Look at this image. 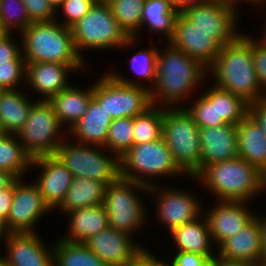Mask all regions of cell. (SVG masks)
I'll list each match as a JSON object with an SVG mask.
<instances>
[{
	"label": "cell",
	"mask_w": 266,
	"mask_h": 266,
	"mask_svg": "<svg viewBox=\"0 0 266 266\" xmlns=\"http://www.w3.org/2000/svg\"><path fill=\"white\" fill-rule=\"evenodd\" d=\"M19 89L3 90L0 95V130L17 134L27 121L29 110L35 101L26 98ZM31 101V102H30Z\"/></svg>",
	"instance_id": "f546056e"
},
{
	"label": "cell",
	"mask_w": 266,
	"mask_h": 266,
	"mask_svg": "<svg viewBox=\"0 0 266 266\" xmlns=\"http://www.w3.org/2000/svg\"><path fill=\"white\" fill-rule=\"evenodd\" d=\"M50 5L54 8L56 12L59 10V7L63 4L65 0H48Z\"/></svg>",
	"instance_id": "6f0895ef"
},
{
	"label": "cell",
	"mask_w": 266,
	"mask_h": 266,
	"mask_svg": "<svg viewBox=\"0 0 266 266\" xmlns=\"http://www.w3.org/2000/svg\"><path fill=\"white\" fill-rule=\"evenodd\" d=\"M238 157L260 171L266 168V135L259 123L248 114L236 125Z\"/></svg>",
	"instance_id": "cb8c5ba5"
},
{
	"label": "cell",
	"mask_w": 266,
	"mask_h": 266,
	"mask_svg": "<svg viewBox=\"0 0 266 266\" xmlns=\"http://www.w3.org/2000/svg\"><path fill=\"white\" fill-rule=\"evenodd\" d=\"M35 166L41 167L42 171L37 182H33L38 186L46 205L51 210H57L72 184V173L55 155L33 158L31 168Z\"/></svg>",
	"instance_id": "ac0fdd59"
},
{
	"label": "cell",
	"mask_w": 266,
	"mask_h": 266,
	"mask_svg": "<svg viewBox=\"0 0 266 266\" xmlns=\"http://www.w3.org/2000/svg\"><path fill=\"white\" fill-rule=\"evenodd\" d=\"M208 1L210 0H176V5L181 8L183 5L188 3H198V2H208Z\"/></svg>",
	"instance_id": "9f6ffc18"
},
{
	"label": "cell",
	"mask_w": 266,
	"mask_h": 266,
	"mask_svg": "<svg viewBox=\"0 0 266 266\" xmlns=\"http://www.w3.org/2000/svg\"><path fill=\"white\" fill-rule=\"evenodd\" d=\"M217 121L237 125L249 114V104L240 96L216 87Z\"/></svg>",
	"instance_id": "d590c367"
},
{
	"label": "cell",
	"mask_w": 266,
	"mask_h": 266,
	"mask_svg": "<svg viewBox=\"0 0 266 266\" xmlns=\"http://www.w3.org/2000/svg\"><path fill=\"white\" fill-rule=\"evenodd\" d=\"M107 185L87 177H73L72 184L57 209L65 214L80 208L102 205Z\"/></svg>",
	"instance_id": "f1b7e54d"
},
{
	"label": "cell",
	"mask_w": 266,
	"mask_h": 266,
	"mask_svg": "<svg viewBox=\"0 0 266 266\" xmlns=\"http://www.w3.org/2000/svg\"><path fill=\"white\" fill-rule=\"evenodd\" d=\"M119 163L120 177L142 183L147 187L156 184L152 182L153 177L156 180L155 177H181L185 174L175 163L172 153L162 137L153 142L133 144L119 158Z\"/></svg>",
	"instance_id": "ba28073f"
},
{
	"label": "cell",
	"mask_w": 266,
	"mask_h": 266,
	"mask_svg": "<svg viewBox=\"0 0 266 266\" xmlns=\"http://www.w3.org/2000/svg\"><path fill=\"white\" fill-rule=\"evenodd\" d=\"M146 185L118 177L108 184L104 196V208L109 226L133 235L140 230L147 219L146 208L140 200L138 191L148 194ZM139 228V229H138Z\"/></svg>",
	"instance_id": "9c48e42d"
},
{
	"label": "cell",
	"mask_w": 266,
	"mask_h": 266,
	"mask_svg": "<svg viewBox=\"0 0 266 266\" xmlns=\"http://www.w3.org/2000/svg\"><path fill=\"white\" fill-rule=\"evenodd\" d=\"M199 129L184 106L163 108L162 138L175 163L189 178L200 172Z\"/></svg>",
	"instance_id": "8992f818"
},
{
	"label": "cell",
	"mask_w": 266,
	"mask_h": 266,
	"mask_svg": "<svg viewBox=\"0 0 266 266\" xmlns=\"http://www.w3.org/2000/svg\"><path fill=\"white\" fill-rule=\"evenodd\" d=\"M8 235L9 231L6 227L5 221L0 218V242L2 239L4 241Z\"/></svg>",
	"instance_id": "db71d44e"
},
{
	"label": "cell",
	"mask_w": 266,
	"mask_h": 266,
	"mask_svg": "<svg viewBox=\"0 0 266 266\" xmlns=\"http://www.w3.org/2000/svg\"><path fill=\"white\" fill-rule=\"evenodd\" d=\"M63 140L55 156L72 173L73 177H87L110 184L120 176L117 156L106 155L103 146L88 145ZM103 150V152H102Z\"/></svg>",
	"instance_id": "30bf717a"
},
{
	"label": "cell",
	"mask_w": 266,
	"mask_h": 266,
	"mask_svg": "<svg viewBox=\"0 0 266 266\" xmlns=\"http://www.w3.org/2000/svg\"><path fill=\"white\" fill-rule=\"evenodd\" d=\"M68 214V215H67ZM68 233L60 239L71 242H86L92 235L109 227L104 205L90 206L67 212Z\"/></svg>",
	"instance_id": "d4e9b609"
},
{
	"label": "cell",
	"mask_w": 266,
	"mask_h": 266,
	"mask_svg": "<svg viewBox=\"0 0 266 266\" xmlns=\"http://www.w3.org/2000/svg\"><path fill=\"white\" fill-rule=\"evenodd\" d=\"M259 217L260 223H261V228H262V239H263V262L266 263V216H260L257 214Z\"/></svg>",
	"instance_id": "f5cc1de1"
},
{
	"label": "cell",
	"mask_w": 266,
	"mask_h": 266,
	"mask_svg": "<svg viewBox=\"0 0 266 266\" xmlns=\"http://www.w3.org/2000/svg\"><path fill=\"white\" fill-rule=\"evenodd\" d=\"M167 43L158 52L156 82L149 90L150 99L155 106L164 104V107H180V102L206 81L208 69Z\"/></svg>",
	"instance_id": "6da1fadb"
},
{
	"label": "cell",
	"mask_w": 266,
	"mask_h": 266,
	"mask_svg": "<svg viewBox=\"0 0 266 266\" xmlns=\"http://www.w3.org/2000/svg\"><path fill=\"white\" fill-rule=\"evenodd\" d=\"M180 7L172 0H145L142 9L141 27L162 35L167 42L172 38Z\"/></svg>",
	"instance_id": "83f0119b"
},
{
	"label": "cell",
	"mask_w": 266,
	"mask_h": 266,
	"mask_svg": "<svg viewBox=\"0 0 266 266\" xmlns=\"http://www.w3.org/2000/svg\"><path fill=\"white\" fill-rule=\"evenodd\" d=\"M49 211L35 183L26 184L22 178L13 182L12 204L5 222L9 233H36V222Z\"/></svg>",
	"instance_id": "5bb4252c"
},
{
	"label": "cell",
	"mask_w": 266,
	"mask_h": 266,
	"mask_svg": "<svg viewBox=\"0 0 266 266\" xmlns=\"http://www.w3.org/2000/svg\"><path fill=\"white\" fill-rule=\"evenodd\" d=\"M133 144V117L113 119L103 147L111 152V156L121 158Z\"/></svg>",
	"instance_id": "e575fe53"
},
{
	"label": "cell",
	"mask_w": 266,
	"mask_h": 266,
	"mask_svg": "<svg viewBox=\"0 0 266 266\" xmlns=\"http://www.w3.org/2000/svg\"><path fill=\"white\" fill-rule=\"evenodd\" d=\"M102 75L93 85V98L112 119L135 117L152 106L150 91L143 83L130 80L117 72H105Z\"/></svg>",
	"instance_id": "52a82bcc"
},
{
	"label": "cell",
	"mask_w": 266,
	"mask_h": 266,
	"mask_svg": "<svg viewBox=\"0 0 266 266\" xmlns=\"http://www.w3.org/2000/svg\"><path fill=\"white\" fill-rule=\"evenodd\" d=\"M52 245L54 266H106L85 243L58 238Z\"/></svg>",
	"instance_id": "1f68e13d"
},
{
	"label": "cell",
	"mask_w": 266,
	"mask_h": 266,
	"mask_svg": "<svg viewBox=\"0 0 266 266\" xmlns=\"http://www.w3.org/2000/svg\"><path fill=\"white\" fill-rule=\"evenodd\" d=\"M168 42L198 60L207 69L215 61L222 47L210 33L195 27V23L181 10L175 22L174 34Z\"/></svg>",
	"instance_id": "9a60e30c"
},
{
	"label": "cell",
	"mask_w": 266,
	"mask_h": 266,
	"mask_svg": "<svg viewBox=\"0 0 266 266\" xmlns=\"http://www.w3.org/2000/svg\"><path fill=\"white\" fill-rule=\"evenodd\" d=\"M16 179L11 173L0 170V190L8 188Z\"/></svg>",
	"instance_id": "816d5d0a"
},
{
	"label": "cell",
	"mask_w": 266,
	"mask_h": 266,
	"mask_svg": "<svg viewBox=\"0 0 266 266\" xmlns=\"http://www.w3.org/2000/svg\"><path fill=\"white\" fill-rule=\"evenodd\" d=\"M22 2L25 4L31 23L49 22L58 17L48 0H22Z\"/></svg>",
	"instance_id": "b9f144b4"
},
{
	"label": "cell",
	"mask_w": 266,
	"mask_h": 266,
	"mask_svg": "<svg viewBox=\"0 0 266 266\" xmlns=\"http://www.w3.org/2000/svg\"><path fill=\"white\" fill-rule=\"evenodd\" d=\"M30 24V18L22 0H0L1 30L13 34L14 29L18 28V33H21Z\"/></svg>",
	"instance_id": "74e56055"
},
{
	"label": "cell",
	"mask_w": 266,
	"mask_h": 266,
	"mask_svg": "<svg viewBox=\"0 0 266 266\" xmlns=\"http://www.w3.org/2000/svg\"><path fill=\"white\" fill-rule=\"evenodd\" d=\"M20 34L25 63H86L75 49L71 28L62 25L56 19L31 23Z\"/></svg>",
	"instance_id": "277c9868"
},
{
	"label": "cell",
	"mask_w": 266,
	"mask_h": 266,
	"mask_svg": "<svg viewBox=\"0 0 266 266\" xmlns=\"http://www.w3.org/2000/svg\"><path fill=\"white\" fill-rule=\"evenodd\" d=\"M163 106L152 105L133 117L134 144L153 142L162 137Z\"/></svg>",
	"instance_id": "d6a6232c"
},
{
	"label": "cell",
	"mask_w": 266,
	"mask_h": 266,
	"mask_svg": "<svg viewBox=\"0 0 266 266\" xmlns=\"http://www.w3.org/2000/svg\"><path fill=\"white\" fill-rule=\"evenodd\" d=\"M208 73L216 87L240 96L248 104L265 98L254 68L249 35L241 33L232 43L223 45Z\"/></svg>",
	"instance_id": "7a4b0ae2"
},
{
	"label": "cell",
	"mask_w": 266,
	"mask_h": 266,
	"mask_svg": "<svg viewBox=\"0 0 266 266\" xmlns=\"http://www.w3.org/2000/svg\"><path fill=\"white\" fill-rule=\"evenodd\" d=\"M13 198V183L6 189L0 190V218L7 221Z\"/></svg>",
	"instance_id": "c3c4849f"
},
{
	"label": "cell",
	"mask_w": 266,
	"mask_h": 266,
	"mask_svg": "<svg viewBox=\"0 0 266 266\" xmlns=\"http://www.w3.org/2000/svg\"><path fill=\"white\" fill-rule=\"evenodd\" d=\"M144 2L145 0H117L110 5L113 16L120 27L129 37L137 40Z\"/></svg>",
	"instance_id": "836d02e7"
},
{
	"label": "cell",
	"mask_w": 266,
	"mask_h": 266,
	"mask_svg": "<svg viewBox=\"0 0 266 266\" xmlns=\"http://www.w3.org/2000/svg\"><path fill=\"white\" fill-rule=\"evenodd\" d=\"M125 266H168V264L156 258V255L154 256V254L145 247Z\"/></svg>",
	"instance_id": "bcb514c9"
},
{
	"label": "cell",
	"mask_w": 266,
	"mask_h": 266,
	"mask_svg": "<svg viewBox=\"0 0 266 266\" xmlns=\"http://www.w3.org/2000/svg\"><path fill=\"white\" fill-rule=\"evenodd\" d=\"M132 237L109 226L84 243L106 266H125L144 248Z\"/></svg>",
	"instance_id": "2e32d148"
},
{
	"label": "cell",
	"mask_w": 266,
	"mask_h": 266,
	"mask_svg": "<svg viewBox=\"0 0 266 266\" xmlns=\"http://www.w3.org/2000/svg\"><path fill=\"white\" fill-rule=\"evenodd\" d=\"M219 201H252L259 196L261 171L240 157L205 166L193 180ZM218 197V198H217Z\"/></svg>",
	"instance_id": "3957f363"
},
{
	"label": "cell",
	"mask_w": 266,
	"mask_h": 266,
	"mask_svg": "<svg viewBox=\"0 0 266 266\" xmlns=\"http://www.w3.org/2000/svg\"><path fill=\"white\" fill-rule=\"evenodd\" d=\"M83 66L51 62L26 63L25 84L41 94L40 100H49L70 85V72L80 71Z\"/></svg>",
	"instance_id": "d6986e66"
},
{
	"label": "cell",
	"mask_w": 266,
	"mask_h": 266,
	"mask_svg": "<svg viewBox=\"0 0 266 266\" xmlns=\"http://www.w3.org/2000/svg\"><path fill=\"white\" fill-rule=\"evenodd\" d=\"M14 35L5 33L0 38V63H7L12 60H25L22 56L21 44L12 39Z\"/></svg>",
	"instance_id": "ee69618b"
},
{
	"label": "cell",
	"mask_w": 266,
	"mask_h": 266,
	"mask_svg": "<svg viewBox=\"0 0 266 266\" xmlns=\"http://www.w3.org/2000/svg\"><path fill=\"white\" fill-rule=\"evenodd\" d=\"M210 1H214L217 2L218 4H222L225 5L227 7H231L233 8L235 11L240 12L239 9L237 7H239L237 4L238 2L240 3L242 0H210ZM245 2H248L250 4H256V5H260L261 3H265L266 0H243ZM237 2V3H236Z\"/></svg>",
	"instance_id": "f907efd6"
},
{
	"label": "cell",
	"mask_w": 266,
	"mask_h": 266,
	"mask_svg": "<svg viewBox=\"0 0 266 266\" xmlns=\"http://www.w3.org/2000/svg\"><path fill=\"white\" fill-rule=\"evenodd\" d=\"M0 266H11V264L3 256H0Z\"/></svg>",
	"instance_id": "680465c9"
},
{
	"label": "cell",
	"mask_w": 266,
	"mask_h": 266,
	"mask_svg": "<svg viewBox=\"0 0 266 266\" xmlns=\"http://www.w3.org/2000/svg\"><path fill=\"white\" fill-rule=\"evenodd\" d=\"M169 234L175 243V247L177 246V252L197 253L207 258L217 256L215 250H213V244H211L213 240L204 215L195 221L176 227Z\"/></svg>",
	"instance_id": "484cf974"
},
{
	"label": "cell",
	"mask_w": 266,
	"mask_h": 266,
	"mask_svg": "<svg viewBox=\"0 0 266 266\" xmlns=\"http://www.w3.org/2000/svg\"><path fill=\"white\" fill-rule=\"evenodd\" d=\"M264 26L265 27H263V35H262V38L260 39L265 45H266V21H265V23H264Z\"/></svg>",
	"instance_id": "91938a15"
},
{
	"label": "cell",
	"mask_w": 266,
	"mask_h": 266,
	"mask_svg": "<svg viewBox=\"0 0 266 266\" xmlns=\"http://www.w3.org/2000/svg\"><path fill=\"white\" fill-rule=\"evenodd\" d=\"M251 52L258 81L266 97V45L261 40L257 41L252 37Z\"/></svg>",
	"instance_id": "7bdbcfd3"
},
{
	"label": "cell",
	"mask_w": 266,
	"mask_h": 266,
	"mask_svg": "<svg viewBox=\"0 0 266 266\" xmlns=\"http://www.w3.org/2000/svg\"><path fill=\"white\" fill-rule=\"evenodd\" d=\"M266 193V168L261 170L260 193Z\"/></svg>",
	"instance_id": "11a10c76"
},
{
	"label": "cell",
	"mask_w": 266,
	"mask_h": 266,
	"mask_svg": "<svg viewBox=\"0 0 266 266\" xmlns=\"http://www.w3.org/2000/svg\"><path fill=\"white\" fill-rule=\"evenodd\" d=\"M158 183L150 186L148 188V194L156 199V215L163 225H165L167 230L171 232L176 227L183 224L195 221L197 218L201 217L204 213L201 201L197 199L192 193L184 191L183 189H177L170 187L169 189L164 185V187L159 186ZM163 188V189H162ZM202 212V213H201Z\"/></svg>",
	"instance_id": "4fadbf2b"
},
{
	"label": "cell",
	"mask_w": 266,
	"mask_h": 266,
	"mask_svg": "<svg viewBox=\"0 0 266 266\" xmlns=\"http://www.w3.org/2000/svg\"><path fill=\"white\" fill-rule=\"evenodd\" d=\"M97 0H65L59 7L63 10V17L65 19L58 21L62 25L71 28L77 21H79L85 14L89 12Z\"/></svg>",
	"instance_id": "60d3db41"
},
{
	"label": "cell",
	"mask_w": 266,
	"mask_h": 266,
	"mask_svg": "<svg viewBox=\"0 0 266 266\" xmlns=\"http://www.w3.org/2000/svg\"><path fill=\"white\" fill-rule=\"evenodd\" d=\"M200 171L207 165L238 157L236 125L223 124L199 129Z\"/></svg>",
	"instance_id": "44dd1931"
},
{
	"label": "cell",
	"mask_w": 266,
	"mask_h": 266,
	"mask_svg": "<svg viewBox=\"0 0 266 266\" xmlns=\"http://www.w3.org/2000/svg\"><path fill=\"white\" fill-rule=\"evenodd\" d=\"M4 241L3 257L11 266H54V248L46 247L37 232L9 233Z\"/></svg>",
	"instance_id": "ffe728a7"
},
{
	"label": "cell",
	"mask_w": 266,
	"mask_h": 266,
	"mask_svg": "<svg viewBox=\"0 0 266 266\" xmlns=\"http://www.w3.org/2000/svg\"><path fill=\"white\" fill-rule=\"evenodd\" d=\"M57 115L48 100H36L28 113L27 121L16 136L25 151L33 158L55 155L65 140ZM62 131V133H61Z\"/></svg>",
	"instance_id": "8fae6325"
},
{
	"label": "cell",
	"mask_w": 266,
	"mask_h": 266,
	"mask_svg": "<svg viewBox=\"0 0 266 266\" xmlns=\"http://www.w3.org/2000/svg\"><path fill=\"white\" fill-rule=\"evenodd\" d=\"M205 216L211 233L213 243L218 247L227 238L240 232L256 216L250 210L247 202L218 201ZM219 203V204H218ZM252 211V212H251Z\"/></svg>",
	"instance_id": "e0dca14e"
},
{
	"label": "cell",
	"mask_w": 266,
	"mask_h": 266,
	"mask_svg": "<svg viewBox=\"0 0 266 266\" xmlns=\"http://www.w3.org/2000/svg\"><path fill=\"white\" fill-rule=\"evenodd\" d=\"M180 10L195 23V27L210 33L221 46L232 43L241 34L238 12L231 7L208 1L188 3Z\"/></svg>",
	"instance_id": "7c38bea8"
},
{
	"label": "cell",
	"mask_w": 266,
	"mask_h": 266,
	"mask_svg": "<svg viewBox=\"0 0 266 266\" xmlns=\"http://www.w3.org/2000/svg\"><path fill=\"white\" fill-rule=\"evenodd\" d=\"M112 117L93 97L83 117L67 132L76 139L75 142L104 146Z\"/></svg>",
	"instance_id": "603a6c76"
},
{
	"label": "cell",
	"mask_w": 266,
	"mask_h": 266,
	"mask_svg": "<svg viewBox=\"0 0 266 266\" xmlns=\"http://www.w3.org/2000/svg\"><path fill=\"white\" fill-rule=\"evenodd\" d=\"M211 266H266L265 262H247V261H232L220 259L218 256L213 258Z\"/></svg>",
	"instance_id": "681fc988"
},
{
	"label": "cell",
	"mask_w": 266,
	"mask_h": 266,
	"mask_svg": "<svg viewBox=\"0 0 266 266\" xmlns=\"http://www.w3.org/2000/svg\"><path fill=\"white\" fill-rule=\"evenodd\" d=\"M115 1H117V0H97V2L106 4V5H109V6Z\"/></svg>",
	"instance_id": "94428289"
},
{
	"label": "cell",
	"mask_w": 266,
	"mask_h": 266,
	"mask_svg": "<svg viewBox=\"0 0 266 266\" xmlns=\"http://www.w3.org/2000/svg\"><path fill=\"white\" fill-rule=\"evenodd\" d=\"M32 157L25 151L16 134L0 133V170L17 179L31 169Z\"/></svg>",
	"instance_id": "4dcf8cb0"
},
{
	"label": "cell",
	"mask_w": 266,
	"mask_h": 266,
	"mask_svg": "<svg viewBox=\"0 0 266 266\" xmlns=\"http://www.w3.org/2000/svg\"><path fill=\"white\" fill-rule=\"evenodd\" d=\"M191 104V106H185L184 108L192 116L199 128L226 124L224 121H217L215 85L206 89V91L201 93L199 98Z\"/></svg>",
	"instance_id": "8d00e7d4"
},
{
	"label": "cell",
	"mask_w": 266,
	"mask_h": 266,
	"mask_svg": "<svg viewBox=\"0 0 266 266\" xmlns=\"http://www.w3.org/2000/svg\"><path fill=\"white\" fill-rule=\"evenodd\" d=\"M25 60H12L0 63V87L3 90L18 89V83L25 82Z\"/></svg>",
	"instance_id": "ab89813d"
},
{
	"label": "cell",
	"mask_w": 266,
	"mask_h": 266,
	"mask_svg": "<svg viewBox=\"0 0 266 266\" xmlns=\"http://www.w3.org/2000/svg\"><path fill=\"white\" fill-rule=\"evenodd\" d=\"M220 259L263 262V239L259 217L256 216L240 232L227 238L218 247Z\"/></svg>",
	"instance_id": "7402d4cb"
},
{
	"label": "cell",
	"mask_w": 266,
	"mask_h": 266,
	"mask_svg": "<svg viewBox=\"0 0 266 266\" xmlns=\"http://www.w3.org/2000/svg\"><path fill=\"white\" fill-rule=\"evenodd\" d=\"M92 97L93 86L82 90L70 84L65 90L52 96L48 101L51 103L60 124L68 126H66L67 132L86 113Z\"/></svg>",
	"instance_id": "4316f807"
},
{
	"label": "cell",
	"mask_w": 266,
	"mask_h": 266,
	"mask_svg": "<svg viewBox=\"0 0 266 266\" xmlns=\"http://www.w3.org/2000/svg\"><path fill=\"white\" fill-rule=\"evenodd\" d=\"M155 45H152L147 50H140L135 53L130 59V66L134 74L139 75L145 80L152 82L148 86L150 90L156 82V68H157V57L159 50L156 49Z\"/></svg>",
	"instance_id": "f35d334b"
},
{
	"label": "cell",
	"mask_w": 266,
	"mask_h": 266,
	"mask_svg": "<svg viewBox=\"0 0 266 266\" xmlns=\"http://www.w3.org/2000/svg\"><path fill=\"white\" fill-rule=\"evenodd\" d=\"M249 114L259 123L266 135V97L249 104Z\"/></svg>",
	"instance_id": "7dc6e473"
},
{
	"label": "cell",
	"mask_w": 266,
	"mask_h": 266,
	"mask_svg": "<svg viewBox=\"0 0 266 266\" xmlns=\"http://www.w3.org/2000/svg\"><path fill=\"white\" fill-rule=\"evenodd\" d=\"M213 258H207L197 253L179 251L168 266H211Z\"/></svg>",
	"instance_id": "f6af8a7d"
},
{
	"label": "cell",
	"mask_w": 266,
	"mask_h": 266,
	"mask_svg": "<svg viewBox=\"0 0 266 266\" xmlns=\"http://www.w3.org/2000/svg\"><path fill=\"white\" fill-rule=\"evenodd\" d=\"M75 49L85 61L82 50H104L129 48L138 43L136 38L129 37L113 16L109 5L96 2L72 27Z\"/></svg>",
	"instance_id": "5b68a950"
}]
</instances>
